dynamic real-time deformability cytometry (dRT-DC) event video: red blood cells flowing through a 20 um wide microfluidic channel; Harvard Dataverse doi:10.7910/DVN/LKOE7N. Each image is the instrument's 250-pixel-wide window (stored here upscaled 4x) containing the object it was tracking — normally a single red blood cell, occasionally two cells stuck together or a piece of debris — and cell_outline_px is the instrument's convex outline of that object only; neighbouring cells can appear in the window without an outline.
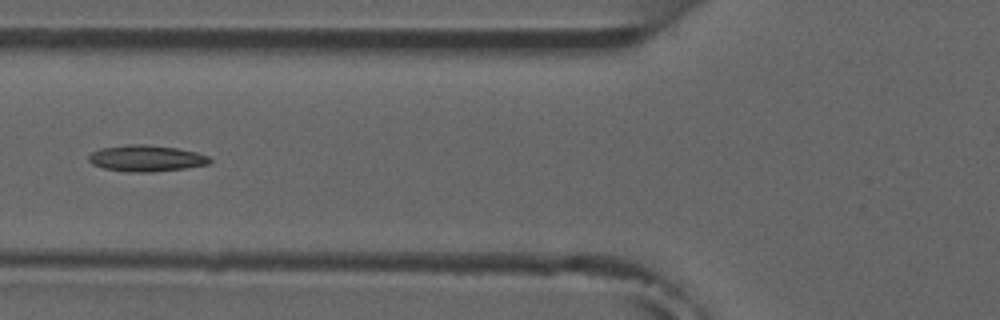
{"species": "common noctule bat (a hibernating species)", "species_latin": "Nyctalus noctula", "temperature_condition": "room temperature", "stored_images_in_passage": 6, "camera_frame_rate_fps": 3000, "um_per_image_px": 0.085, "animal": {"sex": "male", "forearm_length_mm": 52.5}, "frame": {"image": 1, "passage_image": 5, "time_ms": 4.667, "image_size_px": [1000, 320], "cell_outline_px": [[212, 160], [208, 164], [184, 168], [152, 172], [136, 172], [104, 168], [92, 164], [88, 160], [88, 156], [92, 152], [100, 148], [128, 144], [144, 144], [176, 148], [196, 152], [208, 156]], "centroid_in_image_um": [12.41, 13.45], "position_along_channel_um": 113.4, "area_um2": 18.38}}
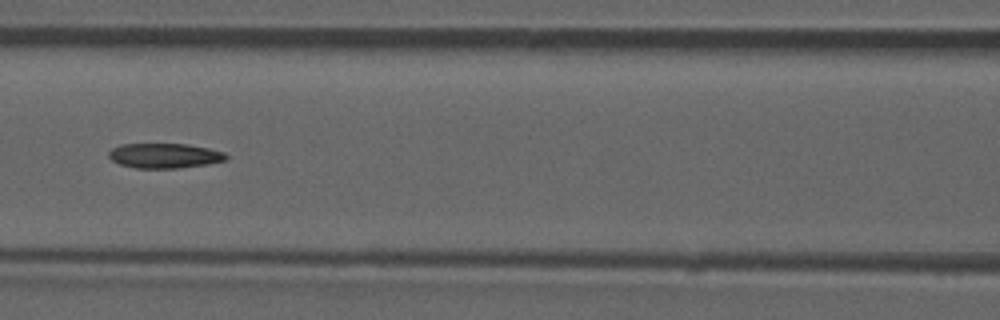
{"frame": {"image": 2, "passage_image": 6, "time_ms": 5.667, "image_size_px": [1000, 320], "cell_outline_px": [[228, 156], [224, 160], [208, 164], [180, 168], [136, 168], [120, 164], [112, 160], [108, 156], [108, 152], [112, 148], [120, 144], [188, 144], [208, 148], [224, 152]], "centroid_in_image_um": [13.97, 13.23], "position_along_channel_um": 152.6, "area_um2": 16.99}}